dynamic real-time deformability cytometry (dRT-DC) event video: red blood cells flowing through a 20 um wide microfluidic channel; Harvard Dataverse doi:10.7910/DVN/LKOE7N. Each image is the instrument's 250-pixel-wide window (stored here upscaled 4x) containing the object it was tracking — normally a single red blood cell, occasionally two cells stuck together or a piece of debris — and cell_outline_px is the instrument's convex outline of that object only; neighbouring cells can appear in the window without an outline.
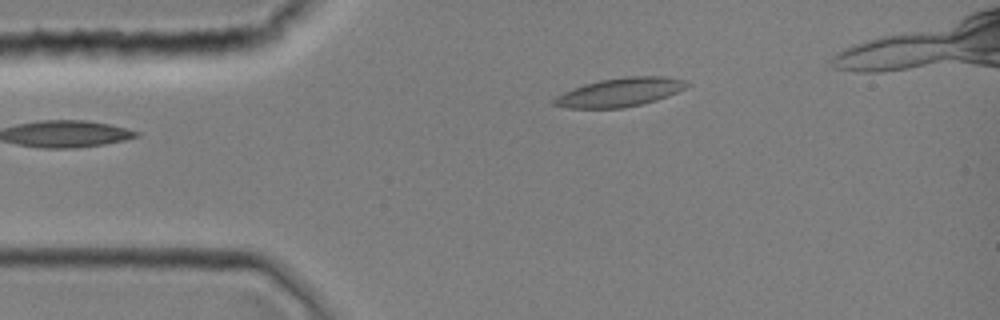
{"species": "common noctule bat (a hibernating species)", "species_latin": "Nyctalus noctula", "temperature_condition": "room temperature", "stored_images_in_passage": 5, "camera_frame_rate_fps": 3000, "um_per_image_px": 0.085, "animal": {"sex": "female", "body_mass_g": 19.0, "forearm_length_mm": 51.5}, "frame": {"image": 1, "passage_image": 4, "time_ms": 1.0, "image_size_px": [1000, 320], "cell_outline_px": [[688, 84], [684, 88], [676, 92], [656, 100], [640, 104], [620, 108], [568, 108], [552, 104], [552, 100], [556, 96], [572, 88], [584, 84], [600, 80], [624, 76], [668, 76], [684, 80]], "centroid_in_image_um": [52.65, 7.83], "position_along_channel_um": 32.3, "area_um2": 22.02}}